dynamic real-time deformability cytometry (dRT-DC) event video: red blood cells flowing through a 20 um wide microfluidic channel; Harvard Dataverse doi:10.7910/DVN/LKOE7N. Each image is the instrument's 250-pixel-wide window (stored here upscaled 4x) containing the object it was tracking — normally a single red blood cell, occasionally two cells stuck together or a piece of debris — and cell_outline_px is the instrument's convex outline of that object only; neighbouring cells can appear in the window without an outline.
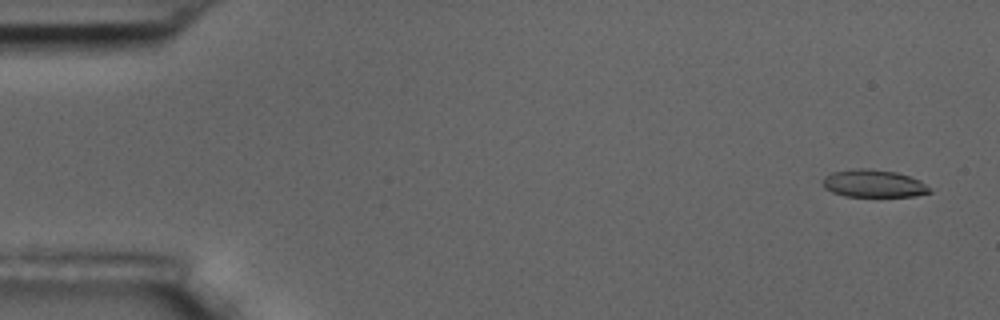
{"species": "common noctule bat (a hibernating species)", "species_latin": "Nyctalus noctula", "temperature_condition": "room temperature", "stored_images_in_passage": 42, "camera_frame_rate_fps": 3000, "um_per_image_px": 0.085, "animal": {"sex": "male", "body_mass_g": 17.5, "forearm_length_mm": 52.3}, "frame": {"image": 1, "passage_image": 3, "time_ms": 0.667, "image_size_px": [1000, 320], "cell_outline_px": [[932, 192], [916, 196], [844, 196], [832, 192], [824, 188], [820, 180], [824, 176], [832, 172], [856, 168], [868, 168], [896, 172], [920, 180]], "centroid_in_image_um": [74.19, 15.59], "position_along_channel_um": 10.8, "area_um2": 17.22}}
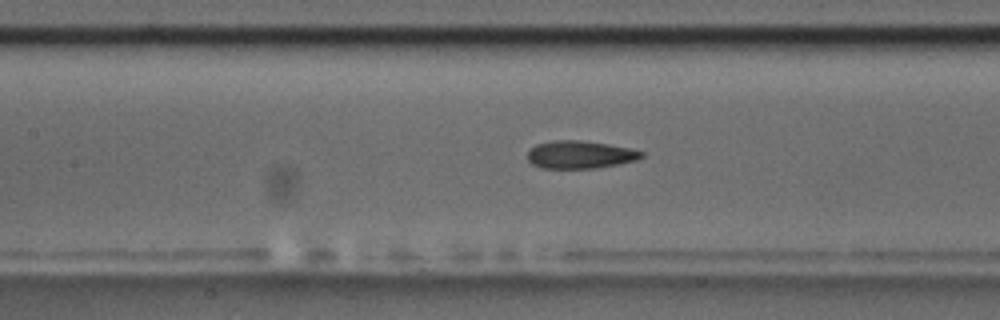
{"frame": {"image": 2, "passage_image": 26, "time_ms": 8.333, "image_size_px": [1000, 320], "cell_outline_px": [[644, 156], [636, 160], [620, 164], [596, 168], [544, 168], [532, 164], [528, 160], [528, 148], [536, 144], [552, 140], [580, 140], [608, 144], [632, 148], [644, 152]], "centroid_in_image_um": [49.31, 13.13], "position_along_channel_um": 158.1, "area_um2": 18.61}}
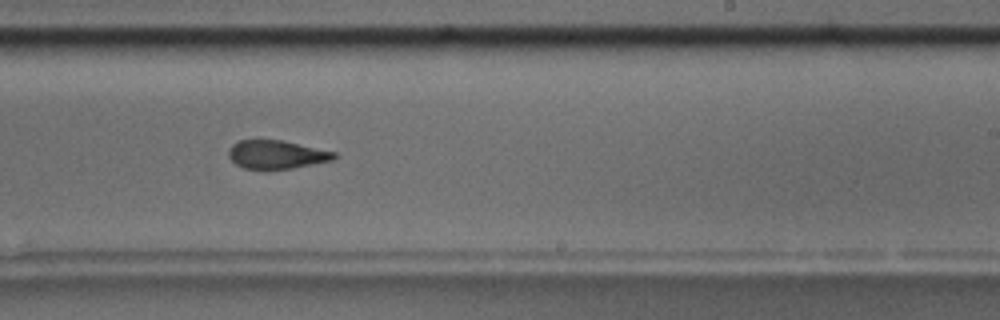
{"frame": {"image": 3, "passage_image": 35, "time_ms": 11.333, "image_size_px": [1000, 320], "cell_outline_px": [[336, 156], [332, 160], [292, 168], [268, 172], [244, 168], [236, 164], [228, 156], [228, 148], [232, 144], [240, 140], [280, 140], [336, 152]], "centroid_in_image_um": [23.44, 13.17], "position_along_channel_um": 265.6, "area_um2": 17.8}}